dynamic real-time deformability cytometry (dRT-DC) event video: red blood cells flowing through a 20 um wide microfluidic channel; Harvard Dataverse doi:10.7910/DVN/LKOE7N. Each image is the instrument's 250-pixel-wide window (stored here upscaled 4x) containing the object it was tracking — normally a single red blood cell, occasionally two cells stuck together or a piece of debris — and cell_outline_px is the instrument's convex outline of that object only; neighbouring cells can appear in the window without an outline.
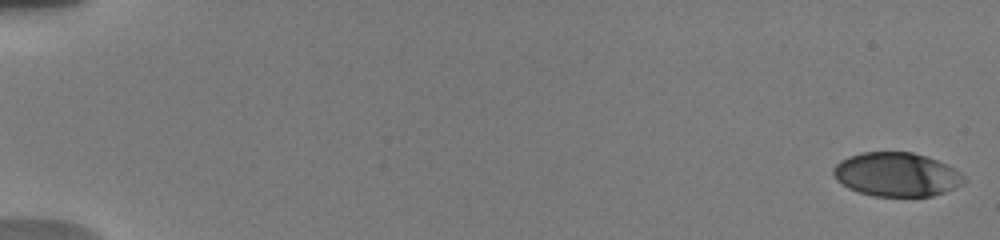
{"species": "human", "species_latin": "Homo sapiens", "temperature_condition": "warm", "stored_images_in_passage": 39, "camera_frame_rate_fps": 3000, "um_per_image_px": 0.085, "donor": {"sex": "male"}, "frame": {"image": 1, "passage_image": 1, "time_ms": 0.0, "image_size_px": [1000, 240], "cell_outline_px": [[964, 184], [944, 192], [932, 196], [872, 196], [848, 188], [836, 180], [832, 172], [832, 168], [840, 160], [848, 156], [864, 152], [912, 152], [928, 156], [956, 168], [964, 176]], "centroid_in_image_um": [76.21, 14.82], "position_along_channel_um": 8.8, "area_um2": 33.64}}
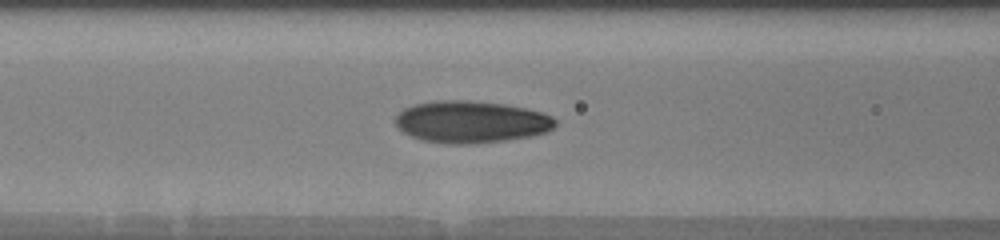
{"frame": {"image": 2, "passage_image": 18, "time_ms": 8.0, "image_size_px": [1000, 240], "cell_outline_px": [[556, 124], [552, 128], [544, 132], [532, 136], [504, 140], [468, 144], [448, 144], [424, 140], [412, 136], [404, 132], [396, 124], [396, 116], [404, 108], [416, 104], [436, 100], [468, 100], [504, 104], [544, 112], [552, 116], [556, 120]], "centroid_in_image_um": [40.06, 10.35], "position_along_channel_um": 126.5, "area_um2": 38.9}}
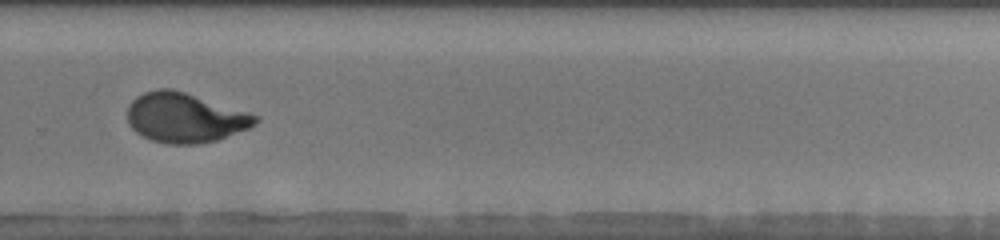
{"frame": {"image": 3, "passage_image": 30, "time_ms": 13.0, "image_size_px": [1000, 240], "cell_outline_px": [[260, 120], [256, 124], [248, 128], [216, 140], [196, 144], [168, 144], [152, 140], [136, 132], [128, 124], [128, 104], [136, 96], [144, 92], [156, 88], [172, 88], [260, 116]], "centroid_in_image_um": [15.7, 9.99], "position_along_channel_um": 314.1, "area_um2": 36.93}, "authors_computed_cell_mechanics": {"area_um2": 36.4718, "velocity_mm_per_s": 3.758, "shape_relaxation_time_tau1_ms": 3.7104, "shape_relaxation_time_tau2_ms": 0.8876, "deformation_change_tau1": 0.1912, "deformation_change_tau2": 0.0621}}